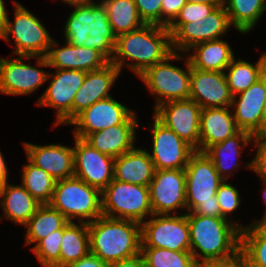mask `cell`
<instances>
[{
	"mask_svg": "<svg viewBox=\"0 0 266 267\" xmlns=\"http://www.w3.org/2000/svg\"><path fill=\"white\" fill-rule=\"evenodd\" d=\"M191 254L197 264L227 261L240 253L241 230L230 220L186 212Z\"/></svg>",
	"mask_w": 266,
	"mask_h": 267,
	"instance_id": "6da1fadb",
	"label": "cell"
},
{
	"mask_svg": "<svg viewBox=\"0 0 266 267\" xmlns=\"http://www.w3.org/2000/svg\"><path fill=\"white\" fill-rule=\"evenodd\" d=\"M172 53L171 33L167 27L145 24L137 30L117 36L110 62L120 71L126 64L140 76L147 68L164 61Z\"/></svg>",
	"mask_w": 266,
	"mask_h": 267,
	"instance_id": "7a4b0ae2",
	"label": "cell"
},
{
	"mask_svg": "<svg viewBox=\"0 0 266 267\" xmlns=\"http://www.w3.org/2000/svg\"><path fill=\"white\" fill-rule=\"evenodd\" d=\"M90 253L111 265L140 254L141 224L102 215L88 223Z\"/></svg>",
	"mask_w": 266,
	"mask_h": 267,
	"instance_id": "3957f363",
	"label": "cell"
},
{
	"mask_svg": "<svg viewBox=\"0 0 266 267\" xmlns=\"http://www.w3.org/2000/svg\"><path fill=\"white\" fill-rule=\"evenodd\" d=\"M64 27V39L75 46H84L100 51L111 61L116 44V35L107 17L102 2L73 4Z\"/></svg>",
	"mask_w": 266,
	"mask_h": 267,
	"instance_id": "277c9868",
	"label": "cell"
},
{
	"mask_svg": "<svg viewBox=\"0 0 266 267\" xmlns=\"http://www.w3.org/2000/svg\"><path fill=\"white\" fill-rule=\"evenodd\" d=\"M49 205L68 222H75L74 218L88 224L103 215L101 191L75 176L56 181Z\"/></svg>",
	"mask_w": 266,
	"mask_h": 267,
	"instance_id": "5b68a950",
	"label": "cell"
},
{
	"mask_svg": "<svg viewBox=\"0 0 266 267\" xmlns=\"http://www.w3.org/2000/svg\"><path fill=\"white\" fill-rule=\"evenodd\" d=\"M178 52H173L164 61L147 68L139 78L144 82L152 95L156 94L154 109L169 101L188 99L191 87V63L188 57H182ZM186 70L174 66L171 60H183Z\"/></svg>",
	"mask_w": 266,
	"mask_h": 267,
	"instance_id": "8992f818",
	"label": "cell"
},
{
	"mask_svg": "<svg viewBox=\"0 0 266 267\" xmlns=\"http://www.w3.org/2000/svg\"><path fill=\"white\" fill-rule=\"evenodd\" d=\"M101 200L102 214L110 218L133 220L141 224L146 216L153 214L149 186L113 179L101 192Z\"/></svg>",
	"mask_w": 266,
	"mask_h": 267,
	"instance_id": "52a82bcc",
	"label": "cell"
},
{
	"mask_svg": "<svg viewBox=\"0 0 266 267\" xmlns=\"http://www.w3.org/2000/svg\"><path fill=\"white\" fill-rule=\"evenodd\" d=\"M13 4L14 22L7 20L0 38L9 42L13 35L15 55L46 57L53 38L40 20L22 4L16 1Z\"/></svg>",
	"mask_w": 266,
	"mask_h": 267,
	"instance_id": "ba28073f",
	"label": "cell"
},
{
	"mask_svg": "<svg viewBox=\"0 0 266 267\" xmlns=\"http://www.w3.org/2000/svg\"><path fill=\"white\" fill-rule=\"evenodd\" d=\"M231 26L227 11L221 4L200 20L190 23H170L167 29L171 33L173 52L187 54L189 49L198 43L221 39Z\"/></svg>",
	"mask_w": 266,
	"mask_h": 267,
	"instance_id": "9c48e42d",
	"label": "cell"
},
{
	"mask_svg": "<svg viewBox=\"0 0 266 267\" xmlns=\"http://www.w3.org/2000/svg\"><path fill=\"white\" fill-rule=\"evenodd\" d=\"M141 223V247L190 251V230L186 213L152 214ZM152 218V219H151Z\"/></svg>",
	"mask_w": 266,
	"mask_h": 267,
	"instance_id": "30bf717a",
	"label": "cell"
},
{
	"mask_svg": "<svg viewBox=\"0 0 266 267\" xmlns=\"http://www.w3.org/2000/svg\"><path fill=\"white\" fill-rule=\"evenodd\" d=\"M85 71L56 69L48 74L50 84L37 101V106H49L57 111L55 126L69 124L73 120V99L83 85Z\"/></svg>",
	"mask_w": 266,
	"mask_h": 267,
	"instance_id": "8fae6325",
	"label": "cell"
},
{
	"mask_svg": "<svg viewBox=\"0 0 266 267\" xmlns=\"http://www.w3.org/2000/svg\"><path fill=\"white\" fill-rule=\"evenodd\" d=\"M185 175L187 212H192L201 202L215 201L223 179L205 152L195 151L191 155Z\"/></svg>",
	"mask_w": 266,
	"mask_h": 267,
	"instance_id": "7c38bea8",
	"label": "cell"
},
{
	"mask_svg": "<svg viewBox=\"0 0 266 267\" xmlns=\"http://www.w3.org/2000/svg\"><path fill=\"white\" fill-rule=\"evenodd\" d=\"M201 107L192 99L169 101L154 109V116L200 152Z\"/></svg>",
	"mask_w": 266,
	"mask_h": 267,
	"instance_id": "4fadbf2b",
	"label": "cell"
},
{
	"mask_svg": "<svg viewBox=\"0 0 266 267\" xmlns=\"http://www.w3.org/2000/svg\"><path fill=\"white\" fill-rule=\"evenodd\" d=\"M149 195L153 214H176L178 208L184 209L185 214V169L155 170L149 184Z\"/></svg>",
	"mask_w": 266,
	"mask_h": 267,
	"instance_id": "5bb4252c",
	"label": "cell"
},
{
	"mask_svg": "<svg viewBox=\"0 0 266 267\" xmlns=\"http://www.w3.org/2000/svg\"><path fill=\"white\" fill-rule=\"evenodd\" d=\"M152 154L155 170L185 169L189 158L196 151L155 116L152 119Z\"/></svg>",
	"mask_w": 266,
	"mask_h": 267,
	"instance_id": "9a60e30c",
	"label": "cell"
},
{
	"mask_svg": "<svg viewBox=\"0 0 266 267\" xmlns=\"http://www.w3.org/2000/svg\"><path fill=\"white\" fill-rule=\"evenodd\" d=\"M74 176L101 192L114 179V159L74 136Z\"/></svg>",
	"mask_w": 266,
	"mask_h": 267,
	"instance_id": "2e32d148",
	"label": "cell"
},
{
	"mask_svg": "<svg viewBox=\"0 0 266 267\" xmlns=\"http://www.w3.org/2000/svg\"><path fill=\"white\" fill-rule=\"evenodd\" d=\"M59 46L54 39L49 46L46 57L35 56L36 64L39 67H53L55 69L79 70L90 72L102 69L110 63V61L98 50L71 45L68 42Z\"/></svg>",
	"mask_w": 266,
	"mask_h": 267,
	"instance_id": "e0dca14e",
	"label": "cell"
},
{
	"mask_svg": "<svg viewBox=\"0 0 266 267\" xmlns=\"http://www.w3.org/2000/svg\"><path fill=\"white\" fill-rule=\"evenodd\" d=\"M35 59V56H19L15 59L0 57V93L6 95L33 94L44 82L48 72L38 69L23 59Z\"/></svg>",
	"mask_w": 266,
	"mask_h": 267,
	"instance_id": "ac0fdd59",
	"label": "cell"
},
{
	"mask_svg": "<svg viewBox=\"0 0 266 267\" xmlns=\"http://www.w3.org/2000/svg\"><path fill=\"white\" fill-rule=\"evenodd\" d=\"M133 112L111 96L84 109L69 125H74L75 137L85 139L93 132L122 124Z\"/></svg>",
	"mask_w": 266,
	"mask_h": 267,
	"instance_id": "d6986e66",
	"label": "cell"
},
{
	"mask_svg": "<svg viewBox=\"0 0 266 267\" xmlns=\"http://www.w3.org/2000/svg\"><path fill=\"white\" fill-rule=\"evenodd\" d=\"M189 98L201 108L231 107L233 95L225 72L202 71L191 66Z\"/></svg>",
	"mask_w": 266,
	"mask_h": 267,
	"instance_id": "ffe728a7",
	"label": "cell"
},
{
	"mask_svg": "<svg viewBox=\"0 0 266 267\" xmlns=\"http://www.w3.org/2000/svg\"><path fill=\"white\" fill-rule=\"evenodd\" d=\"M265 97L266 74L251 87L233 96L231 109L234 110L233 117L240 130L250 132L253 136H262Z\"/></svg>",
	"mask_w": 266,
	"mask_h": 267,
	"instance_id": "44dd1931",
	"label": "cell"
},
{
	"mask_svg": "<svg viewBox=\"0 0 266 267\" xmlns=\"http://www.w3.org/2000/svg\"><path fill=\"white\" fill-rule=\"evenodd\" d=\"M27 159L56 181L74 176L73 147L60 144L36 145L23 142Z\"/></svg>",
	"mask_w": 266,
	"mask_h": 267,
	"instance_id": "7402d4cb",
	"label": "cell"
},
{
	"mask_svg": "<svg viewBox=\"0 0 266 267\" xmlns=\"http://www.w3.org/2000/svg\"><path fill=\"white\" fill-rule=\"evenodd\" d=\"M133 112L122 124L89 134L84 140L102 154L112 158L132 150L136 140V128L140 126Z\"/></svg>",
	"mask_w": 266,
	"mask_h": 267,
	"instance_id": "603a6c76",
	"label": "cell"
},
{
	"mask_svg": "<svg viewBox=\"0 0 266 267\" xmlns=\"http://www.w3.org/2000/svg\"><path fill=\"white\" fill-rule=\"evenodd\" d=\"M120 73L111 62L102 69L86 72L83 85L73 99V119L97 101L111 97L109 91Z\"/></svg>",
	"mask_w": 266,
	"mask_h": 267,
	"instance_id": "cb8c5ba5",
	"label": "cell"
},
{
	"mask_svg": "<svg viewBox=\"0 0 266 267\" xmlns=\"http://www.w3.org/2000/svg\"><path fill=\"white\" fill-rule=\"evenodd\" d=\"M231 107L202 108L200 113V152L237 134Z\"/></svg>",
	"mask_w": 266,
	"mask_h": 267,
	"instance_id": "d4e9b609",
	"label": "cell"
},
{
	"mask_svg": "<svg viewBox=\"0 0 266 267\" xmlns=\"http://www.w3.org/2000/svg\"><path fill=\"white\" fill-rule=\"evenodd\" d=\"M114 179L141 186H149L155 168L146 149L133 148L114 159Z\"/></svg>",
	"mask_w": 266,
	"mask_h": 267,
	"instance_id": "484cf974",
	"label": "cell"
},
{
	"mask_svg": "<svg viewBox=\"0 0 266 267\" xmlns=\"http://www.w3.org/2000/svg\"><path fill=\"white\" fill-rule=\"evenodd\" d=\"M253 135L245 130H240L234 136L223 142L210 146L205 154L212 160L216 171L223 180L231 177L230 169L238 170L240 166V156L242 149L252 143ZM242 148V149H241Z\"/></svg>",
	"mask_w": 266,
	"mask_h": 267,
	"instance_id": "4316f807",
	"label": "cell"
},
{
	"mask_svg": "<svg viewBox=\"0 0 266 267\" xmlns=\"http://www.w3.org/2000/svg\"><path fill=\"white\" fill-rule=\"evenodd\" d=\"M3 217L24 226L41 205L22 184L5 183L0 189Z\"/></svg>",
	"mask_w": 266,
	"mask_h": 267,
	"instance_id": "83f0119b",
	"label": "cell"
},
{
	"mask_svg": "<svg viewBox=\"0 0 266 267\" xmlns=\"http://www.w3.org/2000/svg\"><path fill=\"white\" fill-rule=\"evenodd\" d=\"M187 56L191 66L202 71L225 72L234 57V52L228 41L221 39L202 42L194 45Z\"/></svg>",
	"mask_w": 266,
	"mask_h": 267,
	"instance_id": "f1b7e54d",
	"label": "cell"
},
{
	"mask_svg": "<svg viewBox=\"0 0 266 267\" xmlns=\"http://www.w3.org/2000/svg\"><path fill=\"white\" fill-rule=\"evenodd\" d=\"M90 253L87 223L67 222L63 226L60 267L80 260Z\"/></svg>",
	"mask_w": 266,
	"mask_h": 267,
	"instance_id": "f546056e",
	"label": "cell"
},
{
	"mask_svg": "<svg viewBox=\"0 0 266 267\" xmlns=\"http://www.w3.org/2000/svg\"><path fill=\"white\" fill-rule=\"evenodd\" d=\"M228 86L233 96L245 91L266 74V53L261 54L255 65L235 58L225 69Z\"/></svg>",
	"mask_w": 266,
	"mask_h": 267,
	"instance_id": "4dcf8cb0",
	"label": "cell"
},
{
	"mask_svg": "<svg viewBox=\"0 0 266 267\" xmlns=\"http://www.w3.org/2000/svg\"><path fill=\"white\" fill-rule=\"evenodd\" d=\"M229 21L240 33H247L256 27L266 11V0H222Z\"/></svg>",
	"mask_w": 266,
	"mask_h": 267,
	"instance_id": "1f68e13d",
	"label": "cell"
},
{
	"mask_svg": "<svg viewBox=\"0 0 266 267\" xmlns=\"http://www.w3.org/2000/svg\"><path fill=\"white\" fill-rule=\"evenodd\" d=\"M67 222L65 216L49 204L40 205L24 225L27 227L25 245L37 244L53 231L61 229Z\"/></svg>",
	"mask_w": 266,
	"mask_h": 267,
	"instance_id": "d6a6232c",
	"label": "cell"
},
{
	"mask_svg": "<svg viewBox=\"0 0 266 267\" xmlns=\"http://www.w3.org/2000/svg\"><path fill=\"white\" fill-rule=\"evenodd\" d=\"M240 254L249 267H266L265 222H252L241 230Z\"/></svg>",
	"mask_w": 266,
	"mask_h": 267,
	"instance_id": "836d02e7",
	"label": "cell"
},
{
	"mask_svg": "<svg viewBox=\"0 0 266 267\" xmlns=\"http://www.w3.org/2000/svg\"><path fill=\"white\" fill-rule=\"evenodd\" d=\"M101 2L105 6L109 23L116 37L145 25L134 0H102Z\"/></svg>",
	"mask_w": 266,
	"mask_h": 267,
	"instance_id": "e575fe53",
	"label": "cell"
},
{
	"mask_svg": "<svg viewBox=\"0 0 266 267\" xmlns=\"http://www.w3.org/2000/svg\"><path fill=\"white\" fill-rule=\"evenodd\" d=\"M27 163L22 168L21 184L41 205L49 204L55 189L56 180L28 159Z\"/></svg>",
	"mask_w": 266,
	"mask_h": 267,
	"instance_id": "d590c367",
	"label": "cell"
},
{
	"mask_svg": "<svg viewBox=\"0 0 266 267\" xmlns=\"http://www.w3.org/2000/svg\"><path fill=\"white\" fill-rule=\"evenodd\" d=\"M146 267H195L190 251H173L165 248L141 247Z\"/></svg>",
	"mask_w": 266,
	"mask_h": 267,
	"instance_id": "8d00e7d4",
	"label": "cell"
},
{
	"mask_svg": "<svg viewBox=\"0 0 266 267\" xmlns=\"http://www.w3.org/2000/svg\"><path fill=\"white\" fill-rule=\"evenodd\" d=\"M63 236V227L53 231L44 239H41L34 247L32 252L40 262L41 267H60V247Z\"/></svg>",
	"mask_w": 266,
	"mask_h": 267,
	"instance_id": "74e56055",
	"label": "cell"
},
{
	"mask_svg": "<svg viewBox=\"0 0 266 267\" xmlns=\"http://www.w3.org/2000/svg\"><path fill=\"white\" fill-rule=\"evenodd\" d=\"M216 197L221 208L222 217L233 222L240 230L244 229V226L228 218V215L233 211H236L241 203L240 194L236 187L227 183V180H223V182L218 187Z\"/></svg>",
	"mask_w": 266,
	"mask_h": 267,
	"instance_id": "f35d334b",
	"label": "cell"
},
{
	"mask_svg": "<svg viewBox=\"0 0 266 267\" xmlns=\"http://www.w3.org/2000/svg\"><path fill=\"white\" fill-rule=\"evenodd\" d=\"M222 3H192L187 2L171 23H190L208 16Z\"/></svg>",
	"mask_w": 266,
	"mask_h": 267,
	"instance_id": "ab89813d",
	"label": "cell"
},
{
	"mask_svg": "<svg viewBox=\"0 0 266 267\" xmlns=\"http://www.w3.org/2000/svg\"><path fill=\"white\" fill-rule=\"evenodd\" d=\"M140 18L145 24L161 26L162 0H134Z\"/></svg>",
	"mask_w": 266,
	"mask_h": 267,
	"instance_id": "60d3db41",
	"label": "cell"
},
{
	"mask_svg": "<svg viewBox=\"0 0 266 267\" xmlns=\"http://www.w3.org/2000/svg\"><path fill=\"white\" fill-rule=\"evenodd\" d=\"M254 147L256 149L255 157L246 165L259 175L260 179H266V136H253Z\"/></svg>",
	"mask_w": 266,
	"mask_h": 267,
	"instance_id": "b9f144b4",
	"label": "cell"
},
{
	"mask_svg": "<svg viewBox=\"0 0 266 267\" xmlns=\"http://www.w3.org/2000/svg\"><path fill=\"white\" fill-rule=\"evenodd\" d=\"M186 3V0H162L161 26L167 27Z\"/></svg>",
	"mask_w": 266,
	"mask_h": 267,
	"instance_id": "7bdbcfd3",
	"label": "cell"
},
{
	"mask_svg": "<svg viewBox=\"0 0 266 267\" xmlns=\"http://www.w3.org/2000/svg\"><path fill=\"white\" fill-rule=\"evenodd\" d=\"M193 214L222 217L221 208L215 195V201L201 202L193 211Z\"/></svg>",
	"mask_w": 266,
	"mask_h": 267,
	"instance_id": "ee69618b",
	"label": "cell"
},
{
	"mask_svg": "<svg viewBox=\"0 0 266 267\" xmlns=\"http://www.w3.org/2000/svg\"><path fill=\"white\" fill-rule=\"evenodd\" d=\"M66 267H109V265L99 257L89 253L85 257L67 265Z\"/></svg>",
	"mask_w": 266,
	"mask_h": 267,
	"instance_id": "f6af8a7d",
	"label": "cell"
},
{
	"mask_svg": "<svg viewBox=\"0 0 266 267\" xmlns=\"http://www.w3.org/2000/svg\"><path fill=\"white\" fill-rule=\"evenodd\" d=\"M109 267H146V265L143 257L139 254L135 257L113 263Z\"/></svg>",
	"mask_w": 266,
	"mask_h": 267,
	"instance_id": "bcb514c9",
	"label": "cell"
},
{
	"mask_svg": "<svg viewBox=\"0 0 266 267\" xmlns=\"http://www.w3.org/2000/svg\"><path fill=\"white\" fill-rule=\"evenodd\" d=\"M213 267H249L245 258L239 253L235 258L227 261L213 262Z\"/></svg>",
	"mask_w": 266,
	"mask_h": 267,
	"instance_id": "7dc6e473",
	"label": "cell"
},
{
	"mask_svg": "<svg viewBox=\"0 0 266 267\" xmlns=\"http://www.w3.org/2000/svg\"><path fill=\"white\" fill-rule=\"evenodd\" d=\"M8 181V168L6 166V162L4 157L0 151V189L2 186Z\"/></svg>",
	"mask_w": 266,
	"mask_h": 267,
	"instance_id": "c3c4849f",
	"label": "cell"
},
{
	"mask_svg": "<svg viewBox=\"0 0 266 267\" xmlns=\"http://www.w3.org/2000/svg\"><path fill=\"white\" fill-rule=\"evenodd\" d=\"M3 0H0V32L5 28L6 22L9 19Z\"/></svg>",
	"mask_w": 266,
	"mask_h": 267,
	"instance_id": "681fc988",
	"label": "cell"
},
{
	"mask_svg": "<svg viewBox=\"0 0 266 267\" xmlns=\"http://www.w3.org/2000/svg\"><path fill=\"white\" fill-rule=\"evenodd\" d=\"M262 136H266V97L262 116Z\"/></svg>",
	"mask_w": 266,
	"mask_h": 267,
	"instance_id": "f907efd6",
	"label": "cell"
},
{
	"mask_svg": "<svg viewBox=\"0 0 266 267\" xmlns=\"http://www.w3.org/2000/svg\"><path fill=\"white\" fill-rule=\"evenodd\" d=\"M262 180V183L264 184V186H266V179H261ZM262 191H263V198H264V202L266 203V187L264 188V189H262ZM265 214L262 216V218L261 219H259V220H256V221H254L253 220V222H266V212H264Z\"/></svg>",
	"mask_w": 266,
	"mask_h": 267,
	"instance_id": "816d5d0a",
	"label": "cell"
},
{
	"mask_svg": "<svg viewBox=\"0 0 266 267\" xmlns=\"http://www.w3.org/2000/svg\"><path fill=\"white\" fill-rule=\"evenodd\" d=\"M65 2L66 4L73 5V4H81V3H90L94 0H61Z\"/></svg>",
	"mask_w": 266,
	"mask_h": 267,
	"instance_id": "f5cc1de1",
	"label": "cell"
},
{
	"mask_svg": "<svg viewBox=\"0 0 266 267\" xmlns=\"http://www.w3.org/2000/svg\"><path fill=\"white\" fill-rule=\"evenodd\" d=\"M192 3H222V0H186Z\"/></svg>",
	"mask_w": 266,
	"mask_h": 267,
	"instance_id": "db71d44e",
	"label": "cell"
},
{
	"mask_svg": "<svg viewBox=\"0 0 266 267\" xmlns=\"http://www.w3.org/2000/svg\"><path fill=\"white\" fill-rule=\"evenodd\" d=\"M195 267H213V262L208 264H197Z\"/></svg>",
	"mask_w": 266,
	"mask_h": 267,
	"instance_id": "11a10c76",
	"label": "cell"
}]
</instances>
